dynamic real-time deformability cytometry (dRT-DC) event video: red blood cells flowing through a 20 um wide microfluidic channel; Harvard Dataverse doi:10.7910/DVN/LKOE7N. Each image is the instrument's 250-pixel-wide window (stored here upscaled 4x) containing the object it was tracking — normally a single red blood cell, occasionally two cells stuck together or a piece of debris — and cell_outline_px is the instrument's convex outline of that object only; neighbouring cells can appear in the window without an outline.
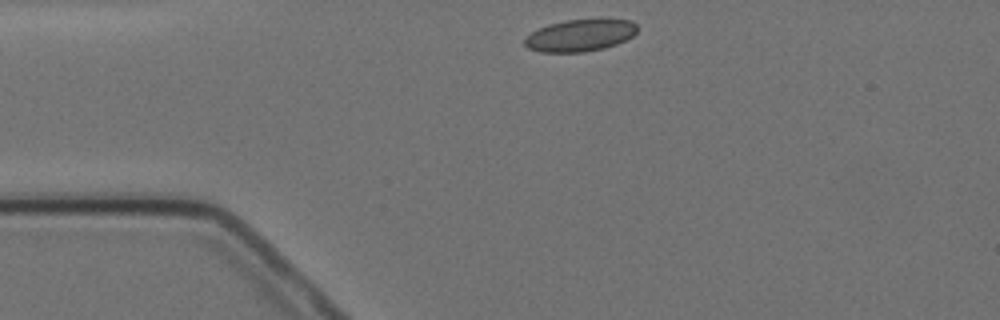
{"species": "Egyptian fruit bat (a non-hibernating species)", "species_latin": "Rousettus aegyptiacus", "temperature_condition": "cold", "stored_images_in_passage": 2, "camera_frame_rate_fps": 3000, "um_per_image_px": 0.085, "animal": {"sex": "female"}, "frame": {"image": 1, "passage_image": 1, "time_ms": 0.0, "image_size_px": [1000, 320], "cell_outline_px": [[640, 28], [632, 36], [616, 44], [604, 48], [584, 52], [540, 52], [528, 48], [524, 44], [524, 40], [532, 32], [548, 24], [564, 20], [632, 20]], "centroid_in_image_um": [49.31, 3.01], "position_along_channel_um": 35.7, "area_um2": 20.81}}